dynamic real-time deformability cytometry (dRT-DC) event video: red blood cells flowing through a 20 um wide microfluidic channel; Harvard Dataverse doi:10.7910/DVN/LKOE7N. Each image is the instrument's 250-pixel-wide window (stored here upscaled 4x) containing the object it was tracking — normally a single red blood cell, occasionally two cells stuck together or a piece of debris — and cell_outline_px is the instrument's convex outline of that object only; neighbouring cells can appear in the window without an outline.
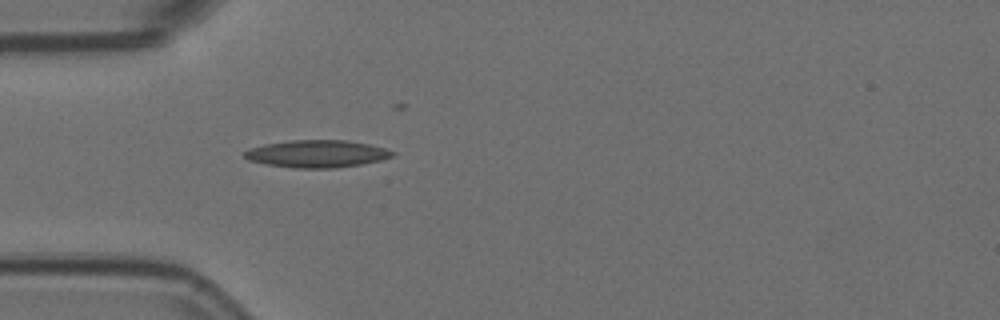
{"species": "Egyptian fruit bat (a non-hibernating species)", "species_latin": "Rousettus aegyptiacus", "temperature_condition": "room temperature", "stored_images_in_passage": 1, "camera_frame_rate_fps": 3000, "um_per_image_px": 0.085, "animal": {"sex": "female"}, "frame": {"image": 1, "passage_image": 1, "time_ms": 0.0, "image_size_px": [1000, 320], "cell_outline_px": [[396, 152], [392, 156], [380, 160], [360, 164], [336, 168], [296, 168], [268, 164], [248, 160], [244, 156], [244, 152], [248, 148], [264, 144], [288, 140], [348, 140], [368, 144], [384, 148]], "centroid_in_image_um": [26.91, 13.06], "position_along_channel_um": 58.1, "area_um2": 23.52}}